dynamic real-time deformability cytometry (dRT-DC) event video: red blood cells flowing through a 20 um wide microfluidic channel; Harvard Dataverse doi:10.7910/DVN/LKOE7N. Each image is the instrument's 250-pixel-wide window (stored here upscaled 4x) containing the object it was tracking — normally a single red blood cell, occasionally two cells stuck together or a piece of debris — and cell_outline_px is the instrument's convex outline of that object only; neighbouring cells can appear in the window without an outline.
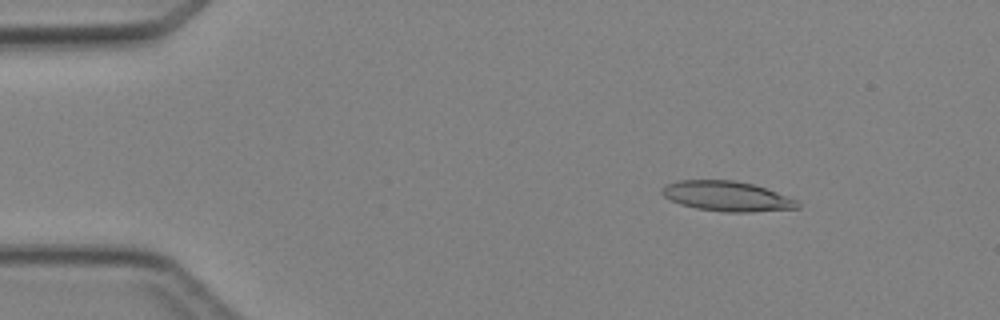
{"species": "Egyptian fruit bat (a non-hibernating species)", "species_latin": "Rousettus aegyptiacus", "temperature_condition": "cold", "stored_images_in_passage": 4, "camera_frame_rate_fps": 3000, "um_per_image_px": 0.085, "animal": {"sex": "female"}, "frame": {"image": 1, "passage_image": 2, "time_ms": 1.0, "image_size_px": [1000, 320], "cell_outline_px": [[800, 208], [752, 212], [724, 212], [696, 208], [680, 204], [664, 196], [660, 192], [660, 188], [664, 184], [676, 180], [732, 180], [752, 184], [776, 192], [796, 200], [800, 204]], "centroid_in_image_um": [61.74, 16.68], "position_along_channel_um": 23.3, "area_um2": 23.7}}
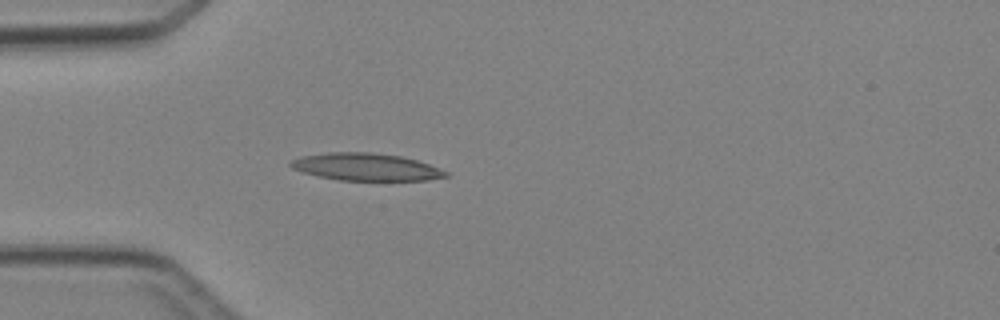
{"frame": {"image": 2, "passage_image": 4, "time_ms": 3.333, "image_size_px": [1000, 320], "cell_outline_px": [[448, 176], [428, 180], [340, 180], [320, 176], [304, 172], [292, 168], [288, 164], [292, 160], [300, 156], [328, 152], [368, 152], [400, 156], [416, 160], [428, 164], [448, 172]], "centroid_in_image_um": [31.09, 14.18], "position_along_channel_um": 53.9, "area_um2": 24.45}}